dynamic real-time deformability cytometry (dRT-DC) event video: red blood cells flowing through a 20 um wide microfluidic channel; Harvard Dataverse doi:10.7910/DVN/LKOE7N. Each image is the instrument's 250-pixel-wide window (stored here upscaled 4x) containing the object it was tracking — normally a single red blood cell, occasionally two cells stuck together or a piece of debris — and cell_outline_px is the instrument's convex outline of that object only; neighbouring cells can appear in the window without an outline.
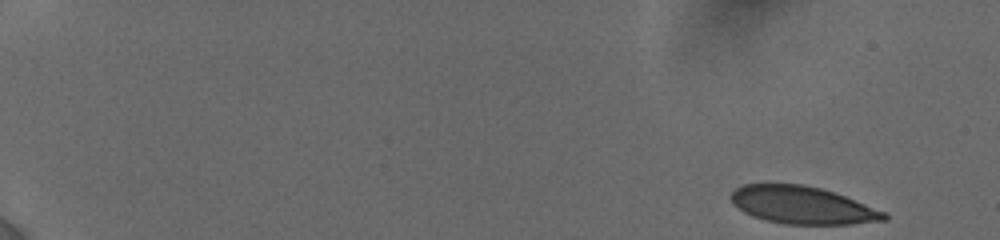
{"species": "human", "species_latin": "Homo sapiens", "temperature_condition": "cold", "stored_images_in_passage": 21, "camera_frame_rate_fps": 3000, "um_per_image_px": 0.085, "donor": {"sex": "female"}, "frame": {"image": 1, "passage_image": 1, "time_ms": 0.0, "image_size_px": [1000, 240], "cell_outline_px": [[888, 220], [852, 224], [784, 224], [764, 220], [752, 216], [744, 212], [732, 204], [728, 196], [736, 188], [744, 184], [804, 184], [820, 188], [844, 196], [884, 212], [888, 216]], "centroid_in_image_um": [68.14, 17.44], "position_along_channel_um": 16.9, "area_um2": 33.41}}
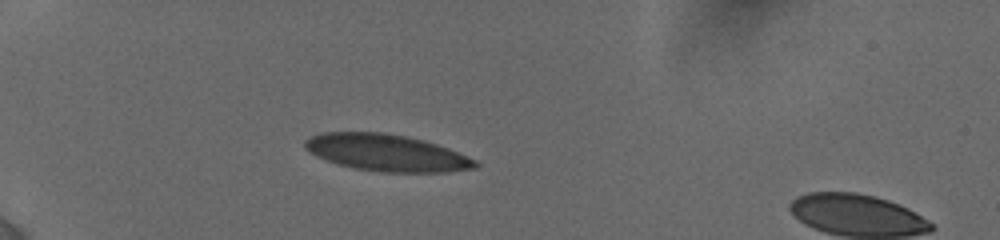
{"frame": {"image": 2, "passage_image": 18, "time_ms": 4.667, "image_size_px": [1000, 240], "cell_outline_px": [[480, 164], [476, 168], [448, 172], [384, 172], [352, 168], [336, 164], [324, 160], [308, 152], [304, 148], [304, 140], [320, 132], [384, 132], [408, 136], [424, 140], [448, 148], [476, 160]], "centroid_in_image_um": [32.82, 12.98], "position_along_channel_um": 52.2, "area_um2": 36.88}}